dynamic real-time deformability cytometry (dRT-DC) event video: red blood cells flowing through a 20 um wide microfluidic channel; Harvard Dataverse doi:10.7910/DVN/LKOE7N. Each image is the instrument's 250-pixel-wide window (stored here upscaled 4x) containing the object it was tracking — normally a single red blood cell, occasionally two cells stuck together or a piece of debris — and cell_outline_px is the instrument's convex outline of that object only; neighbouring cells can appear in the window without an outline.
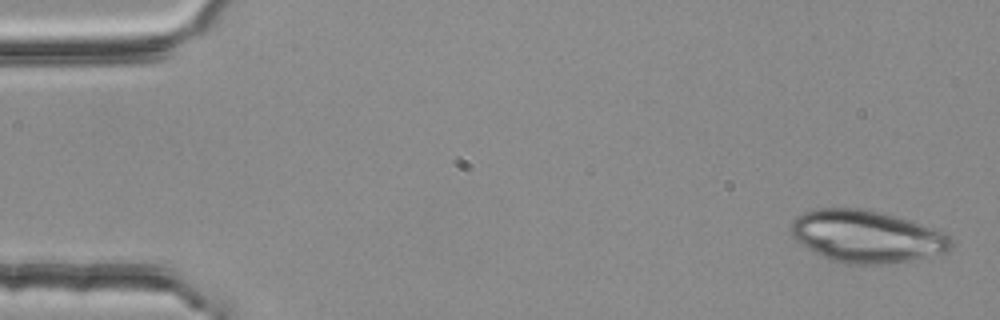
{"species": "common noctule bat (a hibernating species)", "species_latin": "Nyctalus noctula", "temperature_condition": "room temperature", "stored_images_in_passage": 4, "camera_frame_rate_fps": 3000, "um_per_image_px": 0.085, "animal": {"sex": "female", "body_mass_g": 25.1}, "frame": {"image": 1, "passage_image": 1, "time_ms": 0.0, "image_size_px": [1000, 320], "cell_outline_px": [[952, 248], [944, 252], [908, 260], [880, 264], [844, 264], [832, 260], [816, 252], [796, 240], [792, 236], [792, 220], [796, 216], [804, 212], [816, 208], [860, 208], [880, 212], [896, 216], [944, 232], [952, 240]], "centroid_in_image_um": [73.64, 20.08], "position_along_channel_um": 11.4, "area_um2": 48.03}}